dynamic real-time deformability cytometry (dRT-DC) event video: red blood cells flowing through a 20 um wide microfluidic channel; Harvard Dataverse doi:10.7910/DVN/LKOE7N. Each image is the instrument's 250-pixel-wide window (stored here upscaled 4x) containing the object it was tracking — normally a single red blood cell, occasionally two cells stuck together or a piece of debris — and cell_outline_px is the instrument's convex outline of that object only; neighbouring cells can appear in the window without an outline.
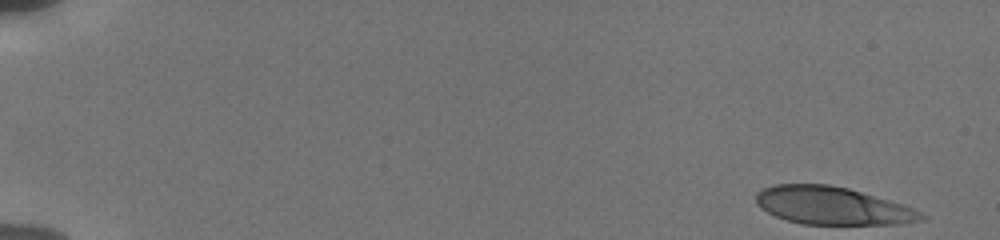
{"species": "human", "species_latin": "Homo sapiens", "temperature_condition": "cold", "stored_images_in_passage": 52, "camera_frame_rate_fps": 3000, "um_per_image_px": 0.085, "donor": {"sex": "male"}, "frame": {"image": 1, "passage_image": 1, "time_ms": 0.0, "image_size_px": [1000, 240], "cell_outline_px": [[928, 216], [924, 220], [900, 224], [800, 224], [776, 216], [760, 208], [756, 204], [756, 192], [760, 188], [776, 184], [828, 184], [848, 188], [904, 204]], "centroid_in_image_um": [70.75, 17.48], "position_along_channel_um": 14.3, "area_um2": 36.53}}
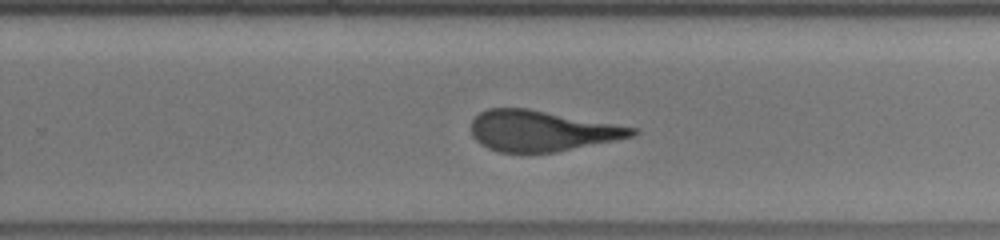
{"frame": {"image": 2, "passage_image": 35, "time_ms": 11.333, "image_size_px": [1000, 240], "cell_outline_px": [[640, 132], [632, 136], [556, 152], [500, 152], [488, 148], [480, 144], [472, 136], [472, 120], [480, 112], [488, 108], [528, 108], [640, 128]], "centroid_in_image_um": [46.04, 11.11], "position_along_channel_um": 283.8, "area_um2": 38.09}}
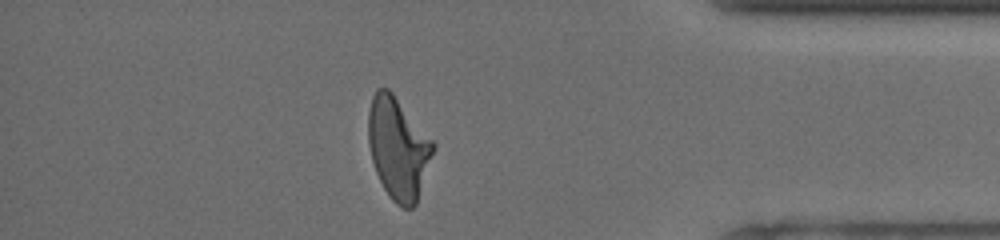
{"frame": {"image": 3, "passage_image": 46, "time_ms": 15.0, "image_size_px": [1000, 240], "cell_outline_px": [[436, 148], [416, 204], [412, 208], [404, 208], [396, 204], [388, 196], [376, 172], [372, 160], [368, 144], [368, 112], [372, 96], [376, 88], [388, 88], [392, 92], [436, 144]], "centroid_in_image_um": [33.85, 12.6], "position_along_channel_um": 401.4, "area_um2": 38.61}, "authors_computed_cell_mechanics": {"area_um2": 38.4948, "velocity_mm_per_s": 3.8403, "shape_relaxation_time_tau1_ms": 4.7036, "shape_relaxation_time_tau2_ms": 1.1523, "deformation_change_tau1": 0.2046, "deformation_change_tau2": 0.1198}}